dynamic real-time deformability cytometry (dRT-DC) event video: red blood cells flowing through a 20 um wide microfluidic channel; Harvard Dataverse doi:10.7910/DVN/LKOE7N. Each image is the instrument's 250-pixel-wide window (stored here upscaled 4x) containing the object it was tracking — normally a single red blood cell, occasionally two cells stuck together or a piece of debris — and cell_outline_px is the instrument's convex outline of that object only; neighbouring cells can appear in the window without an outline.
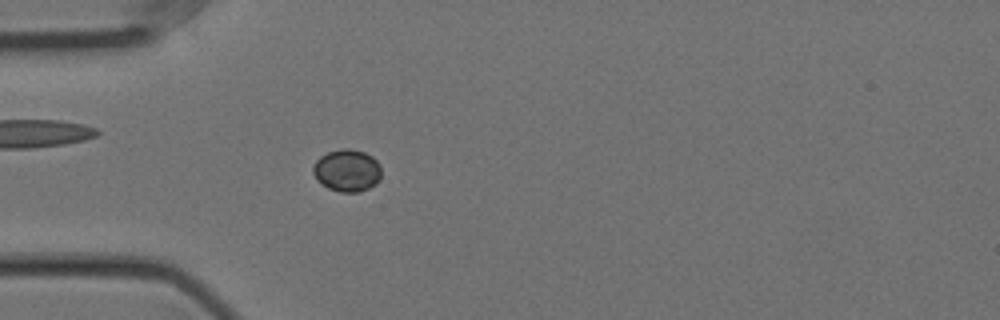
{"species": "Egyptian fruit bat (a non-hibernating species)", "species_latin": "Rousettus aegyptiacus", "temperature_condition": "cold", "stored_images_in_passage": 58, "camera_frame_rate_fps": 3000, "um_per_image_px": 0.085, "animal": {"sex": "female"}, "frame": {"image": 1, "passage_image": 18, "time_ms": 5.667, "image_size_px": [1000, 320], "cell_outline_px": [[380, 180], [376, 184], [360, 192], [340, 192], [328, 188], [316, 180], [312, 172], [312, 168], [316, 160], [320, 156], [328, 152], [344, 148], [348, 148], [364, 152], [372, 156], [380, 164]], "centroid_in_image_um": [29.49, 14.49], "position_along_channel_um": 55.5, "area_um2": 16.94}}
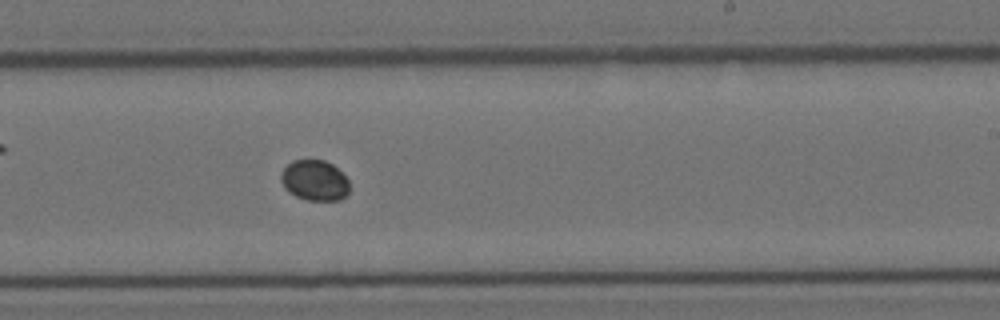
{"frame": {"image": 2, "passage_image": 36, "time_ms": 11.667, "image_size_px": [1000, 320], "cell_outline_px": [[348, 192], [340, 200], [308, 200], [296, 196], [288, 192], [284, 188], [280, 180], [280, 176], [284, 168], [292, 160], [324, 160], [332, 164], [348, 180]], "centroid_in_image_um": [26.71, 15.33], "position_along_channel_um": 262.3, "area_um2": 16.07}}
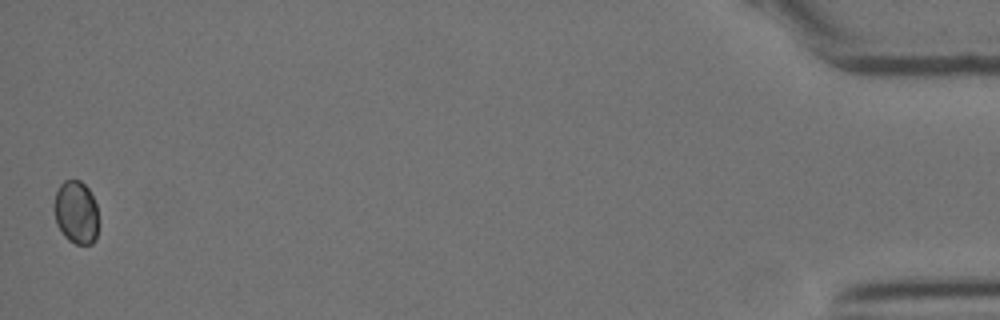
{"frame": {"image": 3, "passage_image": 58, "time_ms": 19.0, "image_size_px": [1000, 320], "cell_outline_px": [[96, 240], [92, 244], [76, 244], [68, 240], [64, 236], [56, 224], [52, 208], [56, 192], [60, 184], [64, 180], [80, 180], [88, 188], [96, 204]], "centroid_in_image_um": [6.42, 18.04], "position_along_channel_um": 428.8, "area_um2": 16.36}}